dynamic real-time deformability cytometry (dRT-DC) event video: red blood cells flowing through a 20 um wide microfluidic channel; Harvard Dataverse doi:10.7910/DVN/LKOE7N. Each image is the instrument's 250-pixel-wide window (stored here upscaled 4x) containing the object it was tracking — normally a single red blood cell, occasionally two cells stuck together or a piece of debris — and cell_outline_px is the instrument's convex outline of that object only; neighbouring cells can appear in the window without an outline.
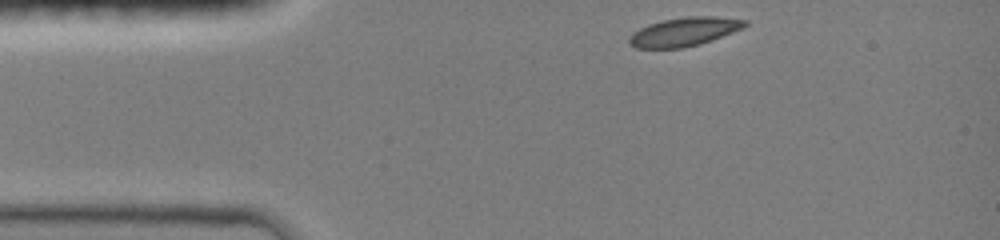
{"species": "common noctule bat (a hibernating species)", "species_latin": "Nyctalus noctula", "temperature_condition": "room temperature", "stored_images_in_passage": 35, "camera_frame_rate_fps": 3000, "um_per_image_px": 0.085, "animal": {"sex": "female", "body_mass_g": 19.0, "forearm_length_mm": 51.5}, "frame": {"image": 1, "passage_image": 1, "time_ms": 0.0, "image_size_px": [1000, 240], "cell_outline_px": [[748, 24], [744, 28], [700, 44], [684, 48], [636, 48], [628, 44], [628, 36], [632, 32], [648, 24], [664, 20], [684, 16], [716, 16], [748, 20]], "centroid_in_image_um": [58.15, 2.69], "position_along_channel_um": 26.9, "area_um2": 19.59}}
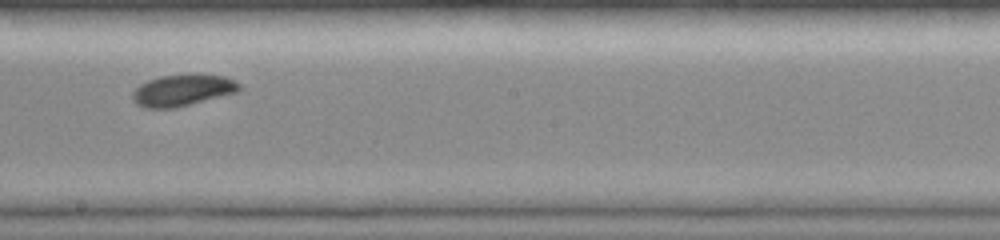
{"frame": {"image": 2, "passage_image": 20, "time_ms": 6.333, "image_size_px": [1000, 240], "cell_outline_px": [[244, 88], [240, 92], [176, 108], [144, 108], [136, 104], [132, 100], [132, 92], [140, 84], [148, 80], [160, 76], [188, 72], [196, 72], [224, 76], [236, 80]], "centroid_in_image_um": [15.58, 7.64], "position_along_channel_um": 232.6, "area_um2": 20.58}}
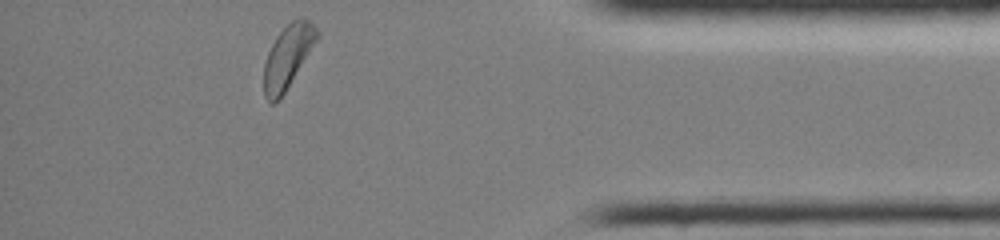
{"frame": {"image": 3, "passage_image": 35, "time_ms": 11.333, "image_size_px": [1000, 240], "cell_outline_px": [[320, 32], [316, 40], [280, 100], [272, 104], [264, 96], [264, 64], [268, 52], [276, 36], [292, 20], [300, 16], [304, 16]], "centroid_in_image_um": [24.44, 4.81], "position_along_channel_um": 410.8, "area_um2": 19.19}, "authors_computed_cell_mechanics": {"area_um2": 19.5364, "velocity_mm_per_s": 4.0105, "shape_relaxation_time_tau1_ms": 4.2256, "shape_relaxation_time_tau2_ms": null, "deformation_change_tau1": 0.1278, "deformation_change_tau2": null}}